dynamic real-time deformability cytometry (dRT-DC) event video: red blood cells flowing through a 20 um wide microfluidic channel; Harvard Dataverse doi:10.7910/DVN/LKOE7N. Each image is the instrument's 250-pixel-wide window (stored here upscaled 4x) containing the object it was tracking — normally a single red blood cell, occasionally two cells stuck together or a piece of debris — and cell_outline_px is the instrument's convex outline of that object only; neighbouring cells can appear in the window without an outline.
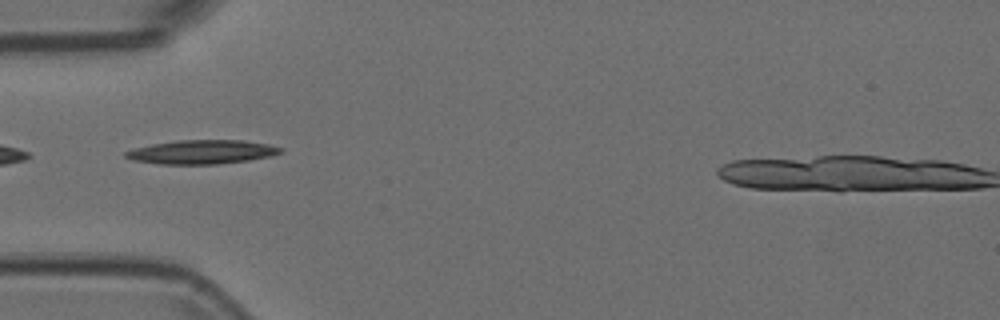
{"species": "Egyptian fruit bat (a non-hibernating species)", "species_latin": "Rousettus aegyptiacus", "temperature_condition": "room temperature", "stored_images_in_passage": 36, "camera_frame_rate_fps": 3000, "um_per_image_px": 0.085, "animal": {"sex": "female"}, "frame": {"image": 1, "passage_image": 1, "time_ms": 0.0, "image_size_px": [1000, 320], "cell_outline_px": [[284, 152], [272, 156], [248, 160], [216, 164], [160, 164], [132, 160], [124, 156], [124, 152], [132, 148], [152, 144], [176, 140], [244, 140], [268, 144], [284, 148]], "centroid_in_image_um": [17.17, 12.91], "position_along_channel_um": 67.8, "area_um2": 21.79}}
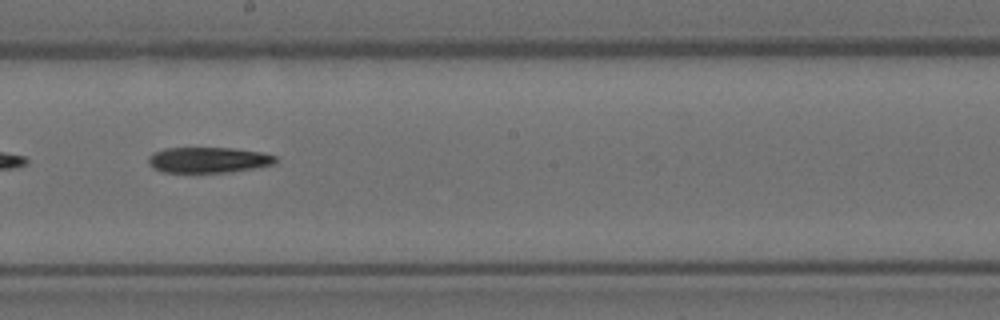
{"frame": {"image": 2, "passage_image": 14, "time_ms": 4.333, "image_size_px": [1000, 320], "cell_outline_px": [[276, 164], [232, 172], [164, 172], [152, 168], [148, 164], [148, 156], [152, 152], [164, 148], [232, 148], [264, 152], [276, 156]], "centroid_in_image_um": [17.7, 13.59], "position_along_channel_um": 230.5, "area_um2": 19.25}}
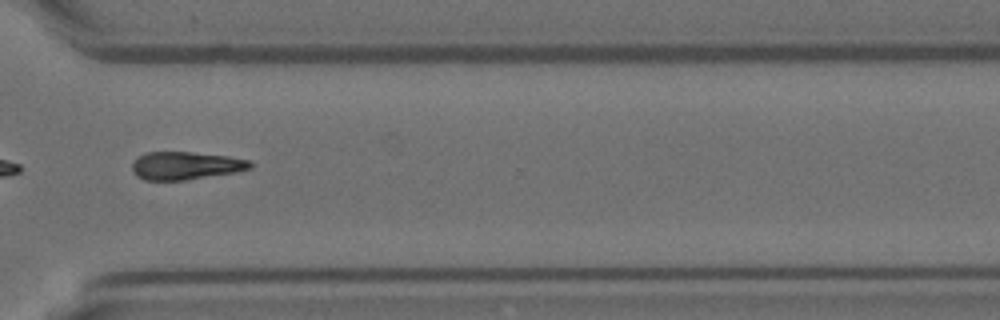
{"frame": {"image": 3, "passage_image": 24, "time_ms": 7.667, "image_size_px": [1000, 320], "cell_outline_px": [[252, 168], [236, 172], [184, 180], [144, 180], [136, 176], [132, 172], [132, 164], [140, 156], [148, 152], [192, 152], [228, 156], [248, 160], [252, 164]], "centroid_in_image_um": [15.77, 14.08], "position_along_channel_um": 354.8, "area_um2": 19.07}}